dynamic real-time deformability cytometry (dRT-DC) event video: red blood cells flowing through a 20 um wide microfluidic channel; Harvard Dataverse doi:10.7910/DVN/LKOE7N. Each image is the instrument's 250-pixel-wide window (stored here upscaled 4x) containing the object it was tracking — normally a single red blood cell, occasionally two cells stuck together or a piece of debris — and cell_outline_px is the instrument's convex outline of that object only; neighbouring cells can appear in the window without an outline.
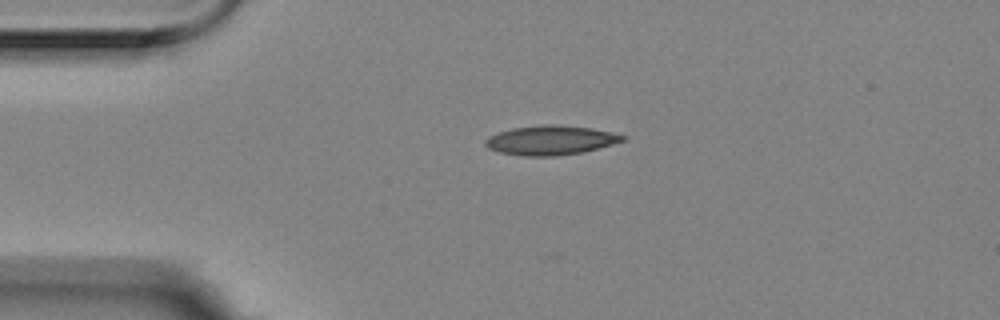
{"species": "Egyptian fruit bat (a non-hibernating species)", "species_latin": "Rousettus aegyptiacus", "temperature_condition": "room temperature", "stored_images_in_passage": 3, "camera_frame_rate_fps": 3000, "um_per_image_px": 0.085, "animal": {"sex": "female"}, "frame": {"image": 1, "passage_image": 1, "time_ms": 0.0, "image_size_px": [1000, 320], "cell_outline_px": [[624, 140], [612, 144], [580, 152], [556, 156], [524, 156], [500, 152], [488, 148], [484, 144], [484, 140], [488, 136], [512, 128], [548, 124], [556, 124], [592, 128], [624, 136]], "centroid_in_image_um": [46.73, 11.92], "position_along_channel_um": 38.3, "area_um2": 23.12}}
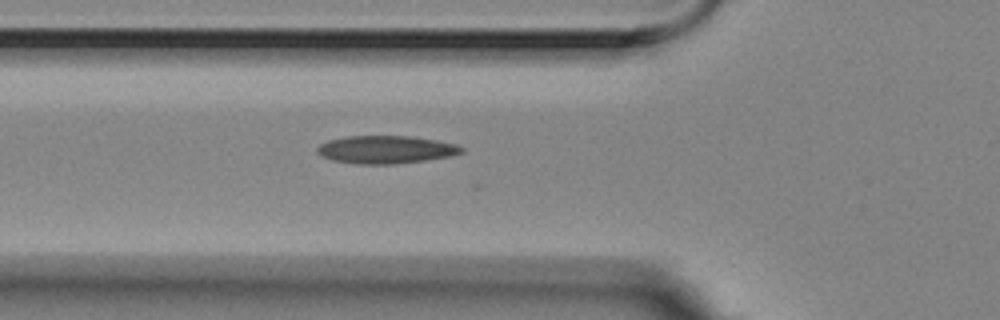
{"frame": {"image": 2, "passage_image": 3, "time_ms": 0.667, "image_size_px": [1000, 320], "cell_outline_px": [[464, 152], [452, 156], [424, 160], [392, 164], [356, 164], [332, 160], [320, 156], [316, 152], [316, 148], [320, 144], [328, 140], [344, 136], [408, 136], [436, 140], [456, 144], [464, 148]], "centroid_in_image_um": [32.77, 12.71], "position_along_channel_um": 93.0, "area_um2": 23.52}}